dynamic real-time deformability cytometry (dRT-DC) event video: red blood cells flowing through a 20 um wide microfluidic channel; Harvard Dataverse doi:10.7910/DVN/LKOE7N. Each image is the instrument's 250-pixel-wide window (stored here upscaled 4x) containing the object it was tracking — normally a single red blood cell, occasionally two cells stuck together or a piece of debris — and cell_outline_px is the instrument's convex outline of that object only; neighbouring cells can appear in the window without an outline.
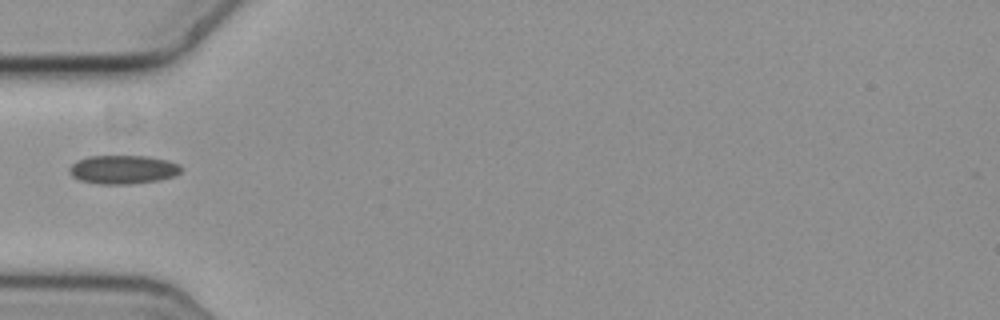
{"species": "common noctule bat (a hibernating species)", "species_latin": "Nyctalus noctula", "temperature_condition": "cold", "stored_images_in_passage": 39, "camera_frame_rate_fps": 3000, "um_per_image_px": 0.085, "animal": {"sex": "female", "body_mass_g": 19.3, "forearm_length_mm": 54.1}, "frame": {"image": 1, "passage_image": 1, "time_ms": 0.0, "image_size_px": [1000, 320], "cell_outline_px": [[184, 168], [176, 176], [160, 180], [128, 184], [100, 184], [80, 180], [72, 176], [68, 172], [68, 168], [76, 160], [88, 156], [148, 156], [168, 160], [180, 164]], "centroid_in_image_um": [10.48, 14.4], "position_along_channel_um": 74.5, "area_um2": 18.96}}
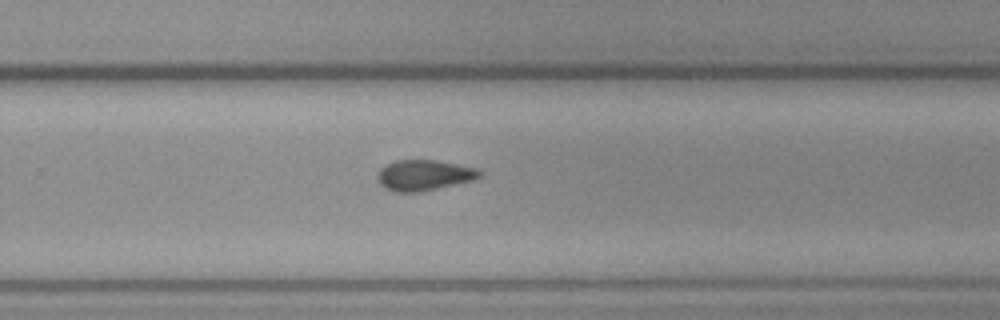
{"frame": {"image": 2, "passage_image": 19, "time_ms": 6.0, "image_size_px": [1000, 320], "cell_outline_px": [[484, 172], [480, 176], [472, 180], [420, 192], [392, 192], [384, 188], [380, 184], [376, 176], [380, 168], [384, 164], [396, 160], [436, 160], [476, 168]], "centroid_in_image_um": [35.99, 14.89], "position_along_channel_um": 293.8, "area_um2": 18.32}}
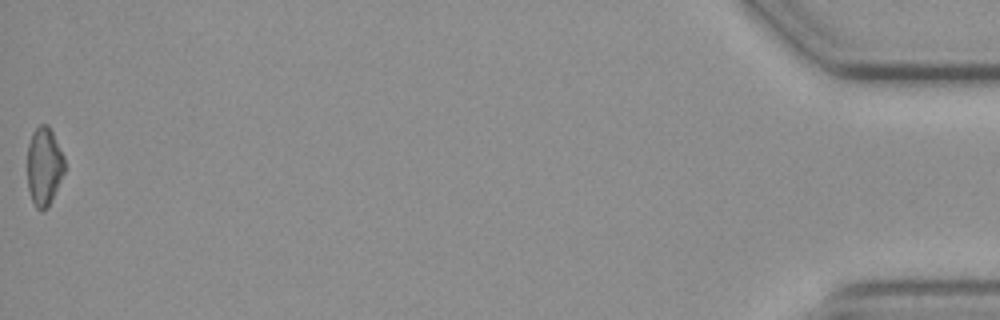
{"frame": {"image": 3, "passage_image": 39, "time_ms": 12.667, "image_size_px": [1000, 320], "cell_outline_px": [[64, 172], [52, 200], [48, 208], [44, 212], [40, 212], [36, 208], [32, 200], [28, 188], [28, 144], [32, 132], [40, 124], [48, 124], [64, 156]], "centroid_in_image_um": [3.75, 14.17], "position_along_channel_um": 431.5, "area_um2": 17.05}}